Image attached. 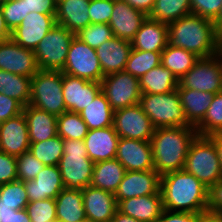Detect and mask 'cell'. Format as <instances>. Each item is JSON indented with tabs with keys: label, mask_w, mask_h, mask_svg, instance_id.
<instances>
[{
	"label": "cell",
	"mask_w": 222,
	"mask_h": 222,
	"mask_svg": "<svg viewBox=\"0 0 222 222\" xmlns=\"http://www.w3.org/2000/svg\"><path fill=\"white\" fill-rule=\"evenodd\" d=\"M160 192L165 210L186 213L207 210L208 187L185 170L162 175Z\"/></svg>",
	"instance_id": "cell-1"
},
{
	"label": "cell",
	"mask_w": 222,
	"mask_h": 222,
	"mask_svg": "<svg viewBox=\"0 0 222 222\" xmlns=\"http://www.w3.org/2000/svg\"><path fill=\"white\" fill-rule=\"evenodd\" d=\"M168 44L183 48L198 57H209L222 50V39L214 22L189 14L168 24Z\"/></svg>",
	"instance_id": "cell-2"
},
{
	"label": "cell",
	"mask_w": 222,
	"mask_h": 222,
	"mask_svg": "<svg viewBox=\"0 0 222 222\" xmlns=\"http://www.w3.org/2000/svg\"><path fill=\"white\" fill-rule=\"evenodd\" d=\"M198 135L195 127L155 128L151 137L154 170L160 175L184 170L187 153Z\"/></svg>",
	"instance_id": "cell-3"
},
{
	"label": "cell",
	"mask_w": 222,
	"mask_h": 222,
	"mask_svg": "<svg viewBox=\"0 0 222 222\" xmlns=\"http://www.w3.org/2000/svg\"><path fill=\"white\" fill-rule=\"evenodd\" d=\"M94 164L88 157L84 140H63V156L58 167L64 188L83 190L90 186Z\"/></svg>",
	"instance_id": "cell-4"
},
{
	"label": "cell",
	"mask_w": 222,
	"mask_h": 222,
	"mask_svg": "<svg viewBox=\"0 0 222 222\" xmlns=\"http://www.w3.org/2000/svg\"><path fill=\"white\" fill-rule=\"evenodd\" d=\"M184 170L208 188L222 179L218 153L209 136L197 135L194 138L187 153Z\"/></svg>",
	"instance_id": "cell-5"
},
{
	"label": "cell",
	"mask_w": 222,
	"mask_h": 222,
	"mask_svg": "<svg viewBox=\"0 0 222 222\" xmlns=\"http://www.w3.org/2000/svg\"><path fill=\"white\" fill-rule=\"evenodd\" d=\"M139 104L155 128L194 127L185 116L177 89L162 94H141Z\"/></svg>",
	"instance_id": "cell-6"
},
{
	"label": "cell",
	"mask_w": 222,
	"mask_h": 222,
	"mask_svg": "<svg viewBox=\"0 0 222 222\" xmlns=\"http://www.w3.org/2000/svg\"><path fill=\"white\" fill-rule=\"evenodd\" d=\"M63 72L38 70L31 78V106L56 116L66 111L62 91Z\"/></svg>",
	"instance_id": "cell-7"
},
{
	"label": "cell",
	"mask_w": 222,
	"mask_h": 222,
	"mask_svg": "<svg viewBox=\"0 0 222 222\" xmlns=\"http://www.w3.org/2000/svg\"><path fill=\"white\" fill-rule=\"evenodd\" d=\"M76 36L62 25L56 24L34 50L40 70H59L65 66L70 44Z\"/></svg>",
	"instance_id": "cell-8"
},
{
	"label": "cell",
	"mask_w": 222,
	"mask_h": 222,
	"mask_svg": "<svg viewBox=\"0 0 222 222\" xmlns=\"http://www.w3.org/2000/svg\"><path fill=\"white\" fill-rule=\"evenodd\" d=\"M177 88L216 94L222 91V50L209 57H200L178 81Z\"/></svg>",
	"instance_id": "cell-9"
},
{
	"label": "cell",
	"mask_w": 222,
	"mask_h": 222,
	"mask_svg": "<svg viewBox=\"0 0 222 222\" xmlns=\"http://www.w3.org/2000/svg\"><path fill=\"white\" fill-rule=\"evenodd\" d=\"M101 91L114 111L140 103L139 79L125 71L104 76Z\"/></svg>",
	"instance_id": "cell-10"
},
{
	"label": "cell",
	"mask_w": 222,
	"mask_h": 222,
	"mask_svg": "<svg viewBox=\"0 0 222 222\" xmlns=\"http://www.w3.org/2000/svg\"><path fill=\"white\" fill-rule=\"evenodd\" d=\"M61 71L95 82H101L104 77L96 50L76 36L70 44L65 66Z\"/></svg>",
	"instance_id": "cell-11"
},
{
	"label": "cell",
	"mask_w": 222,
	"mask_h": 222,
	"mask_svg": "<svg viewBox=\"0 0 222 222\" xmlns=\"http://www.w3.org/2000/svg\"><path fill=\"white\" fill-rule=\"evenodd\" d=\"M113 126L119 138L151 141L155 127L140 104L114 111Z\"/></svg>",
	"instance_id": "cell-12"
},
{
	"label": "cell",
	"mask_w": 222,
	"mask_h": 222,
	"mask_svg": "<svg viewBox=\"0 0 222 222\" xmlns=\"http://www.w3.org/2000/svg\"><path fill=\"white\" fill-rule=\"evenodd\" d=\"M0 70L32 78L39 70L34 50L20 46L12 38L0 41Z\"/></svg>",
	"instance_id": "cell-13"
},
{
	"label": "cell",
	"mask_w": 222,
	"mask_h": 222,
	"mask_svg": "<svg viewBox=\"0 0 222 222\" xmlns=\"http://www.w3.org/2000/svg\"><path fill=\"white\" fill-rule=\"evenodd\" d=\"M56 24V15L32 12L11 32V38L22 47L35 50Z\"/></svg>",
	"instance_id": "cell-14"
},
{
	"label": "cell",
	"mask_w": 222,
	"mask_h": 222,
	"mask_svg": "<svg viewBox=\"0 0 222 222\" xmlns=\"http://www.w3.org/2000/svg\"><path fill=\"white\" fill-rule=\"evenodd\" d=\"M62 91L66 111L79 114L101 91V82L63 73Z\"/></svg>",
	"instance_id": "cell-15"
},
{
	"label": "cell",
	"mask_w": 222,
	"mask_h": 222,
	"mask_svg": "<svg viewBox=\"0 0 222 222\" xmlns=\"http://www.w3.org/2000/svg\"><path fill=\"white\" fill-rule=\"evenodd\" d=\"M126 171L154 169L153 150L150 141L119 138L115 157Z\"/></svg>",
	"instance_id": "cell-16"
},
{
	"label": "cell",
	"mask_w": 222,
	"mask_h": 222,
	"mask_svg": "<svg viewBox=\"0 0 222 222\" xmlns=\"http://www.w3.org/2000/svg\"><path fill=\"white\" fill-rule=\"evenodd\" d=\"M161 176L154 170L126 171L120 182L115 197L117 204L121 200L160 192Z\"/></svg>",
	"instance_id": "cell-17"
},
{
	"label": "cell",
	"mask_w": 222,
	"mask_h": 222,
	"mask_svg": "<svg viewBox=\"0 0 222 222\" xmlns=\"http://www.w3.org/2000/svg\"><path fill=\"white\" fill-rule=\"evenodd\" d=\"M29 148V133L23 112L0 123V151L18 157Z\"/></svg>",
	"instance_id": "cell-18"
},
{
	"label": "cell",
	"mask_w": 222,
	"mask_h": 222,
	"mask_svg": "<svg viewBox=\"0 0 222 222\" xmlns=\"http://www.w3.org/2000/svg\"><path fill=\"white\" fill-rule=\"evenodd\" d=\"M86 218L93 222H111L117 211L114 193L87 186L82 190Z\"/></svg>",
	"instance_id": "cell-19"
},
{
	"label": "cell",
	"mask_w": 222,
	"mask_h": 222,
	"mask_svg": "<svg viewBox=\"0 0 222 222\" xmlns=\"http://www.w3.org/2000/svg\"><path fill=\"white\" fill-rule=\"evenodd\" d=\"M147 16L128 5L124 0H114L109 26L113 36L131 41Z\"/></svg>",
	"instance_id": "cell-20"
},
{
	"label": "cell",
	"mask_w": 222,
	"mask_h": 222,
	"mask_svg": "<svg viewBox=\"0 0 222 222\" xmlns=\"http://www.w3.org/2000/svg\"><path fill=\"white\" fill-rule=\"evenodd\" d=\"M29 202L55 199L64 189L58 166H45L33 180L25 181Z\"/></svg>",
	"instance_id": "cell-21"
},
{
	"label": "cell",
	"mask_w": 222,
	"mask_h": 222,
	"mask_svg": "<svg viewBox=\"0 0 222 222\" xmlns=\"http://www.w3.org/2000/svg\"><path fill=\"white\" fill-rule=\"evenodd\" d=\"M117 210L140 222H156L164 211L161 192L121 200Z\"/></svg>",
	"instance_id": "cell-22"
},
{
	"label": "cell",
	"mask_w": 222,
	"mask_h": 222,
	"mask_svg": "<svg viewBox=\"0 0 222 222\" xmlns=\"http://www.w3.org/2000/svg\"><path fill=\"white\" fill-rule=\"evenodd\" d=\"M131 49V41L115 36L97 47L103 76L124 71Z\"/></svg>",
	"instance_id": "cell-23"
},
{
	"label": "cell",
	"mask_w": 222,
	"mask_h": 222,
	"mask_svg": "<svg viewBox=\"0 0 222 222\" xmlns=\"http://www.w3.org/2000/svg\"><path fill=\"white\" fill-rule=\"evenodd\" d=\"M119 136L114 126L88 130L84 143L88 157L94 162L114 159L117 152Z\"/></svg>",
	"instance_id": "cell-24"
},
{
	"label": "cell",
	"mask_w": 222,
	"mask_h": 222,
	"mask_svg": "<svg viewBox=\"0 0 222 222\" xmlns=\"http://www.w3.org/2000/svg\"><path fill=\"white\" fill-rule=\"evenodd\" d=\"M168 37V24L147 17L131 40V45L136 50L162 53L168 44Z\"/></svg>",
	"instance_id": "cell-25"
},
{
	"label": "cell",
	"mask_w": 222,
	"mask_h": 222,
	"mask_svg": "<svg viewBox=\"0 0 222 222\" xmlns=\"http://www.w3.org/2000/svg\"><path fill=\"white\" fill-rule=\"evenodd\" d=\"M90 0H58L56 23L77 34L90 23Z\"/></svg>",
	"instance_id": "cell-26"
},
{
	"label": "cell",
	"mask_w": 222,
	"mask_h": 222,
	"mask_svg": "<svg viewBox=\"0 0 222 222\" xmlns=\"http://www.w3.org/2000/svg\"><path fill=\"white\" fill-rule=\"evenodd\" d=\"M30 143L48 140L57 135V116L31 105L23 107Z\"/></svg>",
	"instance_id": "cell-27"
},
{
	"label": "cell",
	"mask_w": 222,
	"mask_h": 222,
	"mask_svg": "<svg viewBox=\"0 0 222 222\" xmlns=\"http://www.w3.org/2000/svg\"><path fill=\"white\" fill-rule=\"evenodd\" d=\"M126 173L125 167L116 159L94 164L90 186L115 194Z\"/></svg>",
	"instance_id": "cell-28"
},
{
	"label": "cell",
	"mask_w": 222,
	"mask_h": 222,
	"mask_svg": "<svg viewBox=\"0 0 222 222\" xmlns=\"http://www.w3.org/2000/svg\"><path fill=\"white\" fill-rule=\"evenodd\" d=\"M177 91L188 122L196 127L205 117L214 94L185 88Z\"/></svg>",
	"instance_id": "cell-29"
},
{
	"label": "cell",
	"mask_w": 222,
	"mask_h": 222,
	"mask_svg": "<svg viewBox=\"0 0 222 222\" xmlns=\"http://www.w3.org/2000/svg\"><path fill=\"white\" fill-rule=\"evenodd\" d=\"M56 218L64 222L86 220L82 190L64 188L55 198Z\"/></svg>",
	"instance_id": "cell-30"
},
{
	"label": "cell",
	"mask_w": 222,
	"mask_h": 222,
	"mask_svg": "<svg viewBox=\"0 0 222 222\" xmlns=\"http://www.w3.org/2000/svg\"><path fill=\"white\" fill-rule=\"evenodd\" d=\"M141 94H162L178 87V80L162 64L151 69L139 79Z\"/></svg>",
	"instance_id": "cell-31"
},
{
	"label": "cell",
	"mask_w": 222,
	"mask_h": 222,
	"mask_svg": "<svg viewBox=\"0 0 222 222\" xmlns=\"http://www.w3.org/2000/svg\"><path fill=\"white\" fill-rule=\"evenodd\" d=\"M79 114L89 130L113 126L114 110L102 91Z\"/></svg>",
	"instance_id": "cell-32"
},
{
	"label": "cell",
	"mask_w": 222,
	"mask_h": 222,
	"mask_svg": "<svg viewBox=\"0 0 222 222\" xmlns=\"http://www.w3.org/2000/svg\"><path fill=\"white\" fill-rule=\"evenodd\" d=\"M196 54L170 44L161 53V64L179 81L197 62Z\"/></svg>",
	"instance_id": "cell-33"
},
{
	"label": "cell",
	"mask_w": 222,
	"mask_h": 222,
	"mask_svg": "<svg viewBox=\"0 0 222 222\" xmlns=\"http://www.w3.org/2000/svg\"><path fill=\"white\" fill-rule=\"evenodd\" d=\"M31 78L0 70V94L17 100L23 107L30 104Z\"/></svg>",
	"instance_id": "cell-34"
},
{
	"label": "cell",
	"mask_w": 222,
	"mask_h": 222,
	"mask_svg": "<svg viewBox=\"0 0 222 222\" xmlns=\"http://www.w3.org/2000/svg\"><path fill=\"white\" fill-rule=\"evenodd\" d=\"M192 14L190 0H155L148 18L169 24Z\"/></svg>",
	"instance_id": "cell-35"
},
{
	"label": "cell",
	"mask_w": 222,
	"mask_h": 222,
	"mask_svg": "<svg viewBox=\"0 0 222 222\" xmlns=\"http://www.w3.org/2000/svg\"><path fill=\"white\" fill-rule=\"evenodd\" d=\"M88 130L86 123L76 112L65 111L57 116V135L63 140H84Z\"/></svg>",
	"instance_id": "cell-36"
},
{
	"label": "cell",
	"mask_w": 222,
	"mask_h": 222,
	"mask_svg": "<svg viewBox=\"0 0 222 222\" xmlns=\"http://www.w3.org/2000/svg\"><path fill=\"white\" fill-rule=\"evenodd\" d=\"M29 151L45 166H58L63 156V139L56 135L48 140L30 143Z\"/></svg>",
	"instance_id": "cell-37"
},
{
	"label": "cell",
	"mask_w": 222,
	"mask_h": 222,
	"mask_svg": "<svg viewBox=\"0 0 222 222\" xmlns=\"http://www.w3.org/2000/svg\"><path fill=\"white\" fill-rule=\"evenodd\" d=\"M161 64V53L131 49L124 71L140 79Z\"/></svg>",
	"instance_id": "cell-38"
},
{
	"label": "cell",
	"mask_w": 222,
	"mask_h": 222,
	"mask_svg": "<svg viewBox=\"0 0 222 222\" xmlns=\"http://www.w3.org/2000/svg\"><path fill=\"white\" fill-rule=\"evenodd\" d=\"M195 128L201 136L222 133V91L214 94L205 117Z\"/></svg>",
	"instance_id": "cell-39"
},
{
	"label": "cell",
	"mask_w": 222,
	"mask_h": 222,
	"mask_svg": "<svg viewBox=\"0 0 222 222\" xmlns=\"http://www.w3.org/2000/svg\"><path fill=\"white\" fill-rule=\"evenodd\" d=\"M28 202L24 181L16 180L0 185V206L18 211L25 209Z\"/></svg>",
	"instance_id": "cell-40"
},
{
	"label": "cell",
	"mask_w": 222,
	"mask_h": 222,
	"mask_svg": "<svg viewBox=\"0 0 222 222\" xmlns=\"http://www.w3.org/2000/svg\"><path fill=\"white\" fill-rule=\"evenodd\" d=\"M76 37L91 48L96 49L108 39H111L113 32L109 24H89L80 30Z\"/></svg>",
	"instance_id": "cell-41"
},
{
	"label": "cell",
	"mask_w": 222,
	"mask_h": 222,
	"mask_svg": "<svg viewBox=\"0 0 222 222\" xmlns=\"http://www.w3.org/2000/svg\"><path fill=\"white\" fill-rule=\"evenodd\" d=\"M25 209L31 222H52L57 219L55 199L28 202Z\"/></svg>",
	"instance_id": "cell-42"
},
{
	"label": "cell",
	"mask_w": 222,
	"mask_h": 222,
	"mask_svg": "<svg viewBox=\"0 0 222 222\" xmlns=\"http://www.w3.org/2000/svg\"><path fill=\"white\" fill-rule=\"evenodd\" d=\"M16 162L17 179L24 182L35 179L37 174L45 167L29 150L18 156Z\"/></svg>",
	"instance_id": "cell-43"
},
{
	"label": "cell",
	"mask_w": 222,
	"mask_h": 222,
	"mask_svg": "<svg viewBox=\"0 0 222 222\" xmlns=\"http://www.w3.org/2000/svg\"><path fill=\"white\" fill-rule=\"evenodd\" d=\"M6 26L12 32L25 19L24 0H9L0 3Z\"/></svg>",
	"instance_id": "cell-44"
},
{
	"label": "cell",
	"mask_w": 222,
	"mask_h": 222,
	"mask_svg": "<svg viewBox=\"0 0 222 222\" xmlns=\"http://www.w3.org/2000/svg\"><path fill=\"white\" fill-rule=\"evenodd\" d=\"M114 7V0H90L89 17L91 24H108Z\"/></svg>",
	"instance_id": "cell-45"
},
{
	"label": "cell",
	"mask_w": 222,
	"mask_h": 222,
	"mask_svg": "<svg viewBox=\"0 0 222 222\" xmlns=\"http://www.w3.org/2000/svg\"><path fill=\"white\" fill-rule=\"evenodd\" d=\"M192 14L214 21L222 7V0H190Z\"/></svg>",
	"instance_id": "cell-46"
},
{
	"label": "cell",
	"mask_w": 222,
	"mask_h": 222,
	"mask_svg": "<svg viewBox=\"0 0 222 222\" xmlns=\"http://www.w3.org/2000/svg\"><path fill=\"white\" fill-rule=\"evenodd\" d=\"M16 158L0 151V185L18 180Z\"/></svg>",
	"instance_id": "cell-47"
},
{
	"label": "cell",
	"mask_w": 222,
	"mask_h": 222,
	"mask_svg": "<svg viewBox=\"0 0 222 222\" xmlns=\"http://www.w3.org/2000/svg\"><path fill=\"white\" fill-rule=\"evenodd\" d=\"M25 17L32 12L56 15L57 0H24Z\"/></svg>",
	"instance_id": "cell-48"
},
{
	"label": "cell",
	"mask_w": 222,
	"mask_h": 222,
	"mask_svg": "<svg viewBox=\"0 0 222 222\" xmlns=\"http://www.w3.org/2000/svg\"><path fill=\"white\" fill-rule=\"evenodd\" d=\"M23 112V106L15 99L0 94V123Z\"/></svg>",
	"instance_id": "cell-49"
},
{
	"label": "cell",
	"mask_w": 222,
	"mask_h": 222,
	"mask_svg": "<svg viewBox=\"0 0 222 222\" xmlns=\"http://www.w3.org/2000/svg\"><path fill=\"white\" fill-rule=\"evenodd\" d=\"M207 210L222 213V179L208 188Z\"/></svg>",
	"instance_id": "cell-50"
},
{
	"label": "cell",
	"mask_w": 222,
	"mask_h": 222,
	"mask_svg": "<svg viewBox=\"0 0 222 222\" xmlns=\"http://www.w3.org/2000/svg\"><path fill=\"white\" fill-rule=\"evenodd\" d=\"M1 222H31L26 209L13 210L11 207L0 206Z\"/></svg>",
	"instance_id": "cell-51"
},
{
	"label": "cell",
	"mask_w": 222,
	"mask_h": 222,
	"mask_svg": "<svg viewBox=\"0 0 222 222\" xmlns=\"http://www.w3.org/2000/svg\"><path fill=\"white\" fill-rule=\"evenodd\" d=\"M197 213L173 212L165 210L156 222H196Z\"/></svg>",
	"instance_id": "cell-52"
},
{
	"label": "cell",
	"mask_w": 222,
	"mask_h": 222,
	"mask_svg": "<svg viewBox=\"0 0 222 222\" xmlns=\"http://www.w3.org/2000/svg\"><path fill=\"white\" fill-rule=\"evenodd\" d=\"M128 5L135 8L136 10L141 11L146 16L149 15L150 11L153 8L155 0H124Z\"/></svg>",
	"instance_id": "cell-53"
},
{
	"label": "cell",
	"mask_w": 222,
	"mask_h": 222,
	"mask_svg": "<svg viewBox=\"0 0 222 222\" xmlns=\"http://www.w3.org/2000/svg\"><path fill=\"white\" fill-rule=\"evenodd\" d=\"M196 222H222V213L205 210L197 213Z\"/></svg>",
	"instance_id": "cell-54"
},
{
	"label": "cell",
	"mask_w": 222,
	"mask_h": 222,
	"mask_svg": "<svg viewBox=\"0 0 222 222\" xmlns=\"http://www.w3.org/2000/svg\"><path fill=\"white\" fill-rule=\"evenodd\" d=\"M11 38V31L6 26L5 20L2 15L0 8V41L7 40Z\"/></svg>",
	"instance_id": "cell-55"
},
{
	"label": "cell",
	"mask_w": 222,
	"mask_h": 222,
	"mask_svg": "<svg viewBox=\"0 0 222 222\" xmlns=\"http://www.w3.org/2000/svg\"><path fill=\"white\" fill-rule=\"evenodd\" d=\"M209 137L214 141L218 153V159L222 169V133L214 134Z\"/></svg>",
	"instance_id": "cell-56"
},
{
	"label": "cell",
	"mask_w": 222,
	"mask_h": 222,
	"mask_svg": "<svg viewBox=\"0 0 222 222\" xmlns=\"http://www.w3.org/2000/svg\"><path fill=\"white\" fill-rule=\"evenodd\" d=\"M111 222H140V221L134 219L133 217L124 215L117 210Z\"/></svg>",
	"instance_id": "cell-57"
},
{
	"label": "cell",
	"mask_w": 222,
	"mask_h": 222,
	"mask_svg": "<svg viewBox=\"0 0 222 222\" xmlns=\"http://www.w3.org/2000/svg\"><path fill=\"white\" fill-rule=\"evenodd\" d=\"M213 22L217 35L222 39V7L217 18Z\"/></svg>",
	"instance_id": "cell-58"
},
{
	"label": "cell",
	"mask_w": 222,
	"mask_h": 222,
	"mask_svg": "<svg viewBox=\"0 0 222 222\" xmlns=\"http://www.w3.org/2000/svg\"><path fill=\"white\" fill-rule=\"evenodd\" d=\"M82 222H93V221L86 219V220H84Z\"/></svg>",
	"instance_id": "cell-59"
},
{
	"label": "cell",
	"mask_w": 222,
	"mask_h": 222,
	"mask_svg": "<svg viewBox=\"0 0 222 222\" xmlns=\"http://www.w3.org/2000/svg\"><path fill=\"white\" fill-rule=\"evenodd\" d=\"M52 222H64V221H60V220H57V219H56V220H54V221H52Z\"/></svg>",
	"instance_id": "cell-60"
},
{
	"label": "cell",
	"mask_w": 222,
	"mask_h": 222,
	"mask_svg": "<svg viewBox=\"0 0 222 222\" xmlns=\"http://www.w3.org/2000/svg\"><path fill=\"white\" fill-rule=\"evenodd\" d=\"M5 1H9V0H0V3L5 2Z\"/></svg>",
	"instance_id": "cell-61"
}]
</instances>
